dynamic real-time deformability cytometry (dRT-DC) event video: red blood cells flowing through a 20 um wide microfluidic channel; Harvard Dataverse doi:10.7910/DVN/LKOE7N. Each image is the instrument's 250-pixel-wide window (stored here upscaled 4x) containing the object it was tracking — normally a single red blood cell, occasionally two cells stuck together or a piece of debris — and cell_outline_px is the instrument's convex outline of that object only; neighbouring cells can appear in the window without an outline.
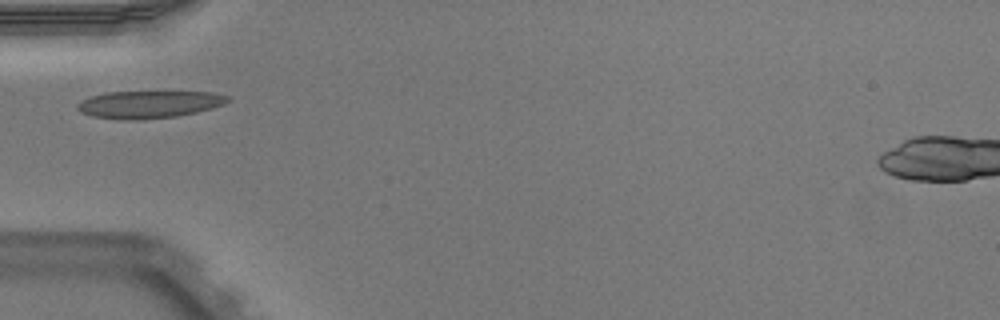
{"species": "Egyptian fruit bat (a non-hibernating species)", "species_latin": "Rousettus aegyptiacus", "temperature_condition": "warm", "stored_images_in_passage": 19, "camera_frame_rate_fps": 3000, "um_per_image_px": 0.085, "animal": {"sex": "male"}, "frame": {"image": 1, "passage_image": 1, "time_ms": 0.0, "image_size_px": [1000, 320], "cell_outline_px": [[232, 100], [224, 104], [212, 108], [196, 112], [176, 116], [136, 120], [120, 120], [92, 116], [80, 112], [76, 108], [76, 104], [80, 100], [92, 96], [108, 92], [212, 92], [228, 96]], "centroid_in_image_um": [12.64, 8.88], "position_along_channel_um": 72.4, "area_um2": 24.04}}